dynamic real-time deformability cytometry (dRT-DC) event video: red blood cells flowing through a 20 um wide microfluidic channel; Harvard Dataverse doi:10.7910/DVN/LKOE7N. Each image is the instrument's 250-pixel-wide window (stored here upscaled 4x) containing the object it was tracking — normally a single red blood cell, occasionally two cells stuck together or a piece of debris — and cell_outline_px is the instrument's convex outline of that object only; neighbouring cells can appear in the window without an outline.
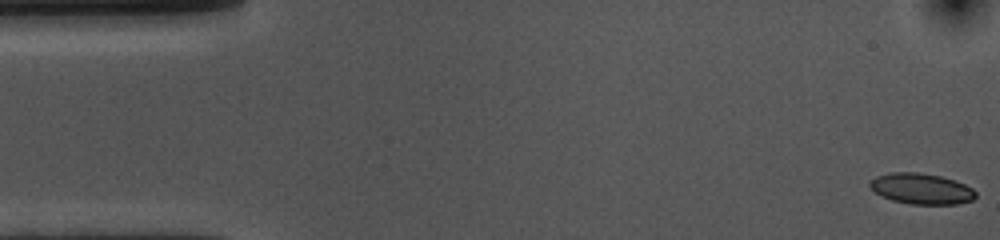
{"species": "common noctule bat (a hibernating species)", "species_latin": "Nyctalus noctula", "temperature_condition": "cold", "stored_images_in_passage": 54, "camera_frame_rate_fps": 3000, "um_per_image_px": 0.085, "animal": {"sex": "female", "body_mass_g": 10.0, "forearm_length_mm": 53.1}, "frame": {"image": 1, "passage_image": 1, "time_ms": 0.0, "image_size_px": [1000, 240], "cell_outline_px": [[976, 196], [972, 200], [956, 204], [912, 204], [892, 200], [880, 196], [868, 184], [868, 180], [876, 176], [892, 172], [920, 172], [940, 176], [964, 184], [972, 188], [976, 192]], "centroid_in_image_um": [78.28, 16.03], "position_along_channel_um": 6.7, "area_um2": 18.96}}
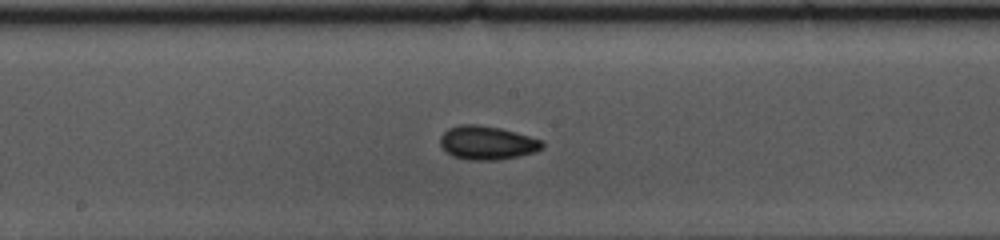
{"frame": {"image": 2, "passage_image": 27, "time_ms": 8.667, "image_size_px": [1000, 240], "cell_outline_px": [[544, 148], [536, 152], [520, 156], [496, 160], [468, 160], [452, 156], [440, 144], [440, 136], [448, 128], [460, 124], [476, 124], [500, 128], [516, 132], [540, 140], [544, 144]], "centroid_in_image_um": [41.41, 12.14], "position_along_channel_um": 206.8, "area_um2": 20.06}}
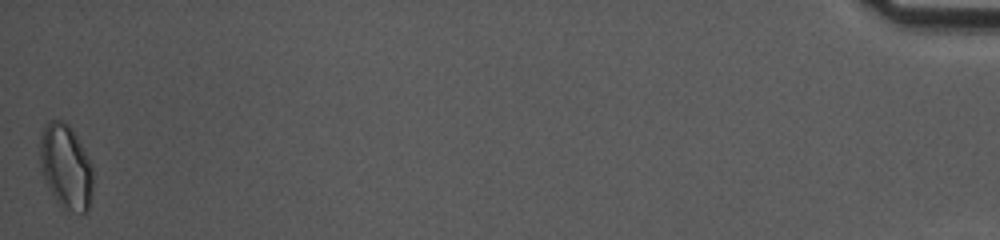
{"frame": {"image": 3, "passage_image": 54, "time_ms": 17.667, "image_size_px": [1000, 240], "cell_outline_px": [[92, 192], [88, 212], [64, 212], [56, 200], [44, 176], [40, 164], [40, 136], [44, 124], [48, 120], [60, 120], [68, 124], [72, 128], [88, 156], [92, 168]], "centroid_in_image_um": [5.61, 14.17], "position_along_channel_um": 429.6, "area_um2": 26.24}, "authors_computed_cell_mechanics": {"area_um2": 19.4497, "velocity_mm_per_s": 3.6241, "shape_relaxation_time_tau1_ms": 3.5241, "shape_relaxation_time_tau2_ms": 4.483, "deformation_change_tau1": 0.0857, "deformation_change_tau2": 0.0709}}